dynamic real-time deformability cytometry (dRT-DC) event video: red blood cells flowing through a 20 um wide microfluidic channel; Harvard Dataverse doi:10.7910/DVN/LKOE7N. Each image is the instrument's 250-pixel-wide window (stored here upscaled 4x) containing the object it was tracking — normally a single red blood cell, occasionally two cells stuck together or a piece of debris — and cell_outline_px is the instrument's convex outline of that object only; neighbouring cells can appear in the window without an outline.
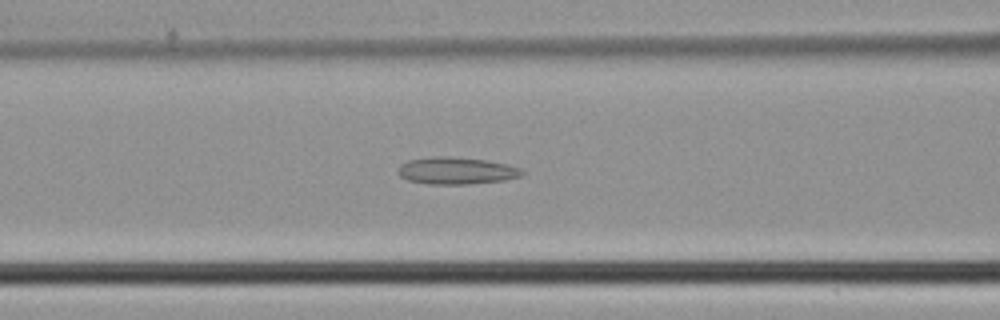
{"species": "common noctule bat (a hibernating species)", "species_latin": "Nyctalus noctula", "temperature_condition": "cold", "stored_images_in_passage": 43, "camera_frame_rate_fps": 3000, "um_per_image_px": 0.085, "animal": {"sex": "male", "body_mass_g": 21.5, "forearm_length_mm": 52.0}, "frame": {"image": 1, "passage_image": 16, "time_ms": 5.0, "image_size_px": [1000, 320], "cell_outline_px": [[524, 172], [520, 176], [504, 180], [468, 184], [428, 184], [408, 180], [400, 176], [396, 172], [400, 164], [408, 160], [432, 156], [448, 156], [484, 160], [504, 164], [520, 168]], "centroid_in_image_um": [38.72, 14.51], "position_along_channel_um": 127.9, "area_um2": 19.48}}
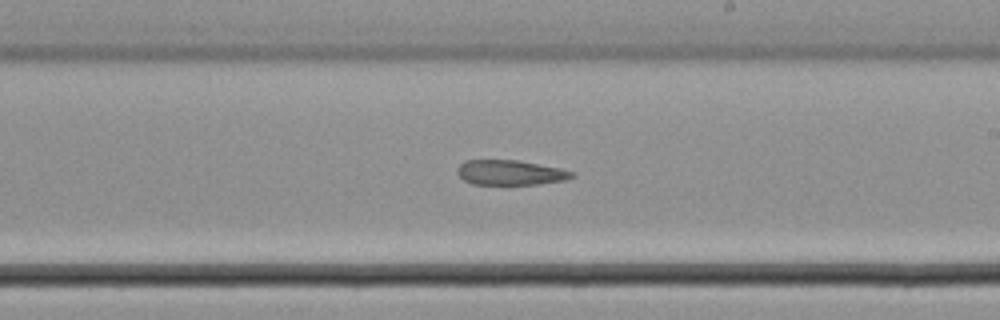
{"frame": {"image": 2, "passage_image": 24, "time_ms": 7.667, "image_size_px": [1000, 320], "cell_outline_px": [[576, 176], [568, 180], [508, 188], [472, 184], [464, 180], [456, 172], [456, 168], [464, 160], [516, 160], [560, 168], [572, 172]], "centroid_in_image_um": [43.35, 14.73], "position_along_channel_um": 245.7, "area_um2": 17.63}}
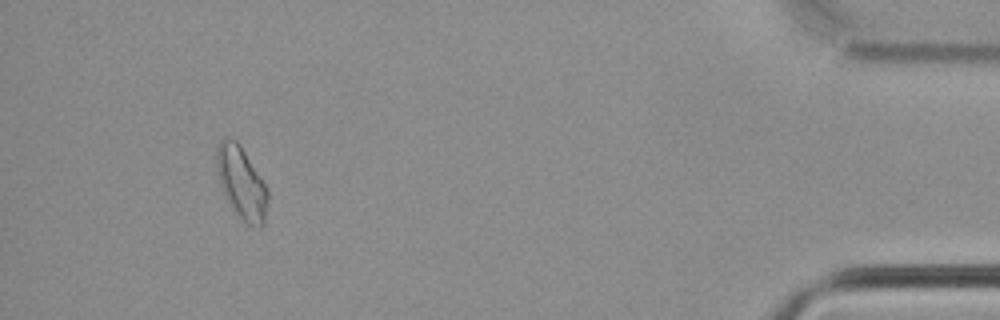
{"frame": {"image": 3, "passage_image": 40, "time_ms": 13.0, "image_size_px": [1000, 320], "cell_outline_px": [[268, 200], [264, 224], [260, 228], [244, 224], [228, 200], [220, 184], [216, 168], [216, 148], [220, 140], [224, 136], [236, 140], [240, 144], [268, 188]], "centroid_in_image_um": [20.53, 15.53], "position_along_channel_um": 414.7, "area_um2": 21.68}}